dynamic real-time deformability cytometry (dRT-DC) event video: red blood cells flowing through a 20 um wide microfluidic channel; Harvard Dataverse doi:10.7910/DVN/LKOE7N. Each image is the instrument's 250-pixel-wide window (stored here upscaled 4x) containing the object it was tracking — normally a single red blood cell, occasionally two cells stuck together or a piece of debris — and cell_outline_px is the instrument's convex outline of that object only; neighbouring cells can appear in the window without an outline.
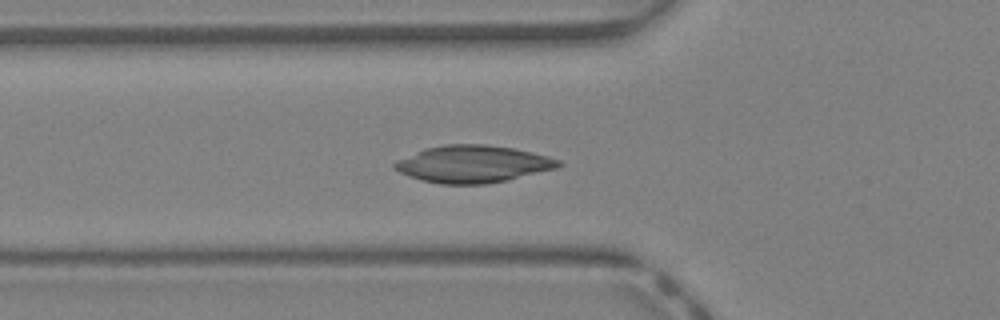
{"species": "Egyptian fruit bat (a non-hibernating species)", "species_latin": "Rousettus aegyptiacus", "temperature_condition": "warm", "stored_images_in_passage": 25, "camera_frame_rate_fps": 3000, "um_per_image_px": 0.085, "animal": {"sex": "female"}, "frame": {"image": 1, "passage_image": 4, "time_ms": 1.0, "image_size_px": [1000, 320], "cell_outline_px": [[564, 164], [556, 168], [508, 180], [484, 184], [440, 184], [420, 180], [408, 176], [392, 168], [392, 164], [396, 160], [428, 148], [444, 144], [488, 144], [516, 148], [548, 156], [560, 160]], "centroid_in_image_um": [40.21, 13.94], "position_along_channel_um": 85.6, "area_um2": 35.6}}
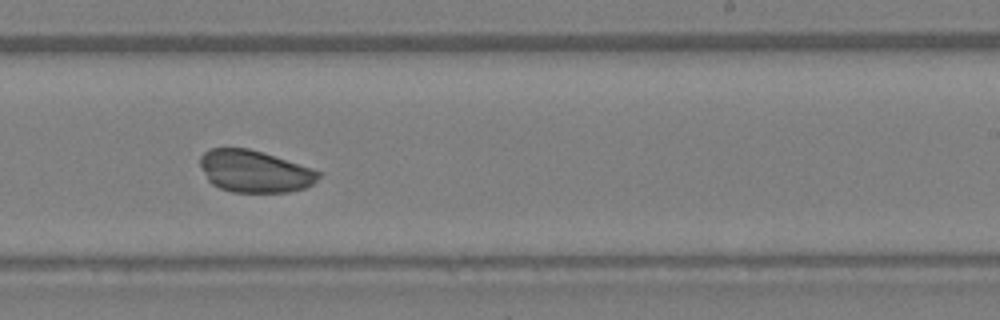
{"frame": {"image": 2, "passage_image": 15, "time_ms": 4.667, "image_size_px": [1000, 320], "cell_outline_px": [[324, 172], [312, 184], [304, 188], [288, 192], [232, 192], [220, 188], [212, 184], [208, 180], [200, 164], [200, 156], [208, 148], [248, 148], [312, 168]], "centroid_in_image_um": [21.64, 14.56], "position_along_channel_um": 267.4, "area_um2": 28.9}}
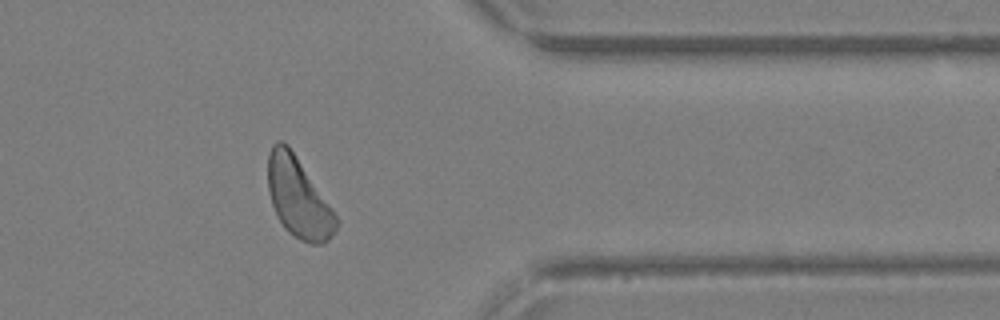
{"frame": {"image": 3, "passage_image": 23, "time_ms": 7.333, "image_size_px": [1000, 320], "cell_outline_px": [[340, 220], [336, 228], [328, 240], [324, 244], [312, 244], [300, 240], [288, 232], [284, 228], [276, 216], [272, 204], [268, 188], [268, 152], [272, 144], [276, 140], [280, 140], [288, 144], [332, 208]], "centroid_in_image_um": [25.35, 16.8], "position_along_channel_um": 386.0, "area_um2": 31.85}}